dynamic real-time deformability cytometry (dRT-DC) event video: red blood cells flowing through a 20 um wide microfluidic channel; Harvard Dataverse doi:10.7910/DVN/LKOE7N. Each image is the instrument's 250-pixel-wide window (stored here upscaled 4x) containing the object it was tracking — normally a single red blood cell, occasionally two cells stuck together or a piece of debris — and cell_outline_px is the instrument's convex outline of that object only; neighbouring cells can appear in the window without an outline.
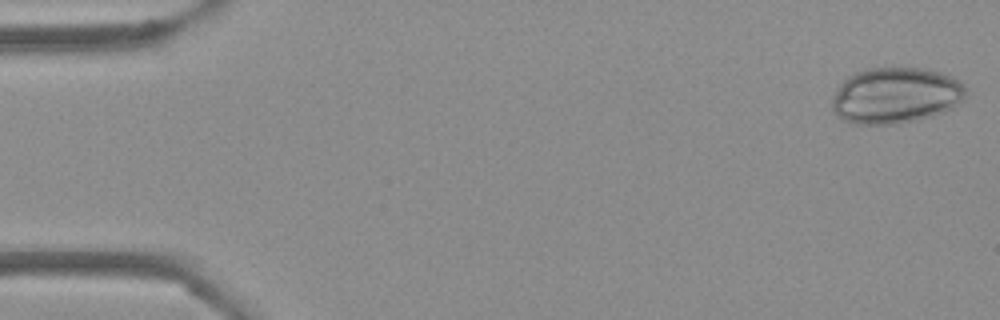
{"species": "Egyptian fruit bat (a non-hibernating species)", "species_latin": "Rousettus aegyptiacus", "temperature_condition": "cold", "stored_images_in_passage": 52, "camera_frame_rate_fps": 3000, "um_per_image_px": 0.085, "frame": {"image": 1, "passage_image": 1, "time_ms": 0.0, "image_size_px": [1000, 320], "cell_outline_px": [[964, 100], [952, 108], [944, 112], [932, 116], [896, 124], [852, 124], [836, 116], [832, 112], [832, 96], [840, 84], [848, 76], [856, 72], [868, 68], [892, 64], [920, 68], [940, 72], [952, 76], [960, 80], [964, 84]], "centroid_in_image_um": [76.11, 8.08], "position_along_channel_um": 8.9, "area_um2": 44.68}}
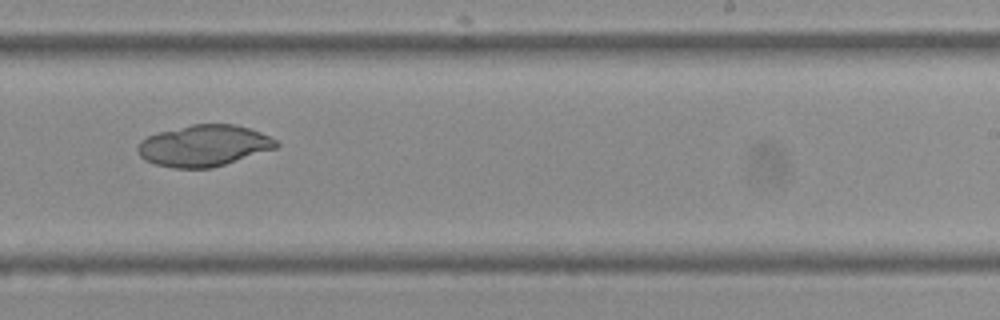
{"frame": {"image": 2, "passage_image": 32, "time_ms": 10.333, "image_size_px": [1000, 320], "cell_outline_px": [[280, 144], [276, 148], [212, 168], [172, 168], [156, 164], [144, 160], [136, 152], [136, 148], [140, 140], [156, 132], [192, 124], [236, 124], [260, 132], [276, 140]], "centroid_in_image_um": [17.28, 12.38], "position_along_channel_um": 271.7, "area_um2": 33.47}}
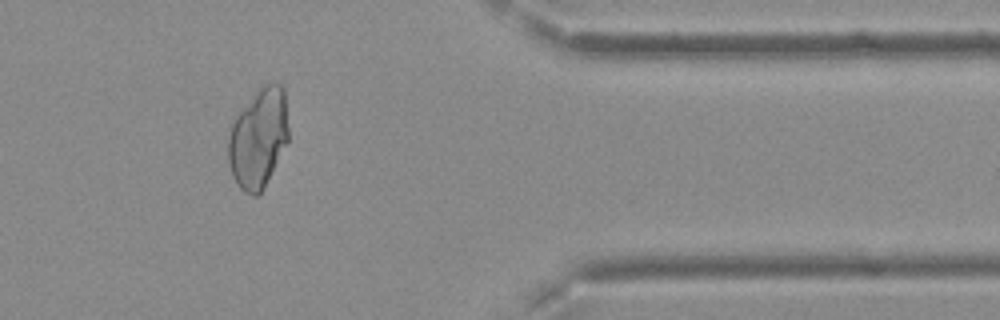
{"frame": {"image": 3, "passage_image": 43, "time_ms": 14.0, "image_size_px": [1000, 320], "cell_outline_px": [[288, 140], [264, 188], [256, 196], [252, 196], [244, 192], [236, 184], [232, 176], [228, 160], [228, 136], [232, 124], [236, 116], [260, 84], [280, 84], [284, 88], [288, 128]], "centroid_in_image_um": [21.95, 11.75], "position_along_channel_um": 389.5, "area_um2": 35.03}}